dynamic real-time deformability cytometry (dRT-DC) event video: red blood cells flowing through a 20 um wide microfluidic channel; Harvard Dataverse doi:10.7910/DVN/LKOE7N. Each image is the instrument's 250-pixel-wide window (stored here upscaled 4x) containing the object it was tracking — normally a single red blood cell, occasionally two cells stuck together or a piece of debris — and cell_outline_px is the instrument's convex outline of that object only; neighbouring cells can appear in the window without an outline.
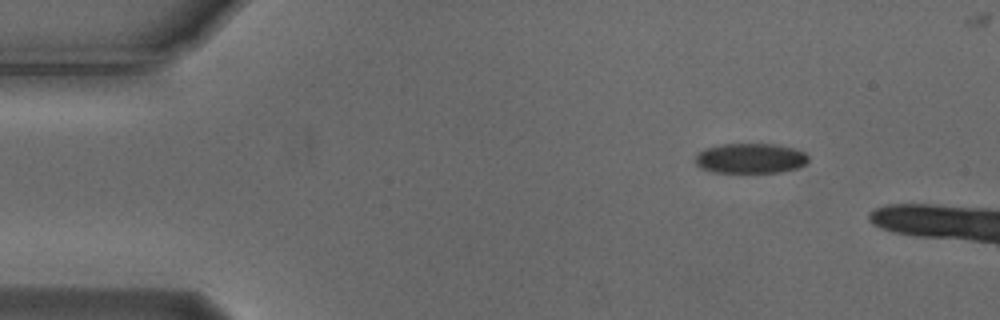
{"species": "Egyptian fruit bat (a non-hibernating species)", "species_latin": "Rousettus aegyptiacus", "temperature_condition": "cold", "stored_images_in_passage": 5, "camera_frame_rate_fps": 3000, "um_per_image_px": 0.085, "animal": {"sex": "male"}, "frame": {"image": 1, "passage_image": 1, "time_ms": 0.0, "image_size_px": [1000, 320], "cell_outline_px": [[808, 160], [804, 164], [796, 168], [780, 172], [744, 176], [712, 172], [700, 168], [696, 164], [696, 156], [704, 148], [724, 144], [776, 144], [792, 148], [804, 152], [808, 156]], "centroid_in_image_um": [63.75, 13.52], "position_along_channel_um": 21.3, "area_um2": 20.63}}